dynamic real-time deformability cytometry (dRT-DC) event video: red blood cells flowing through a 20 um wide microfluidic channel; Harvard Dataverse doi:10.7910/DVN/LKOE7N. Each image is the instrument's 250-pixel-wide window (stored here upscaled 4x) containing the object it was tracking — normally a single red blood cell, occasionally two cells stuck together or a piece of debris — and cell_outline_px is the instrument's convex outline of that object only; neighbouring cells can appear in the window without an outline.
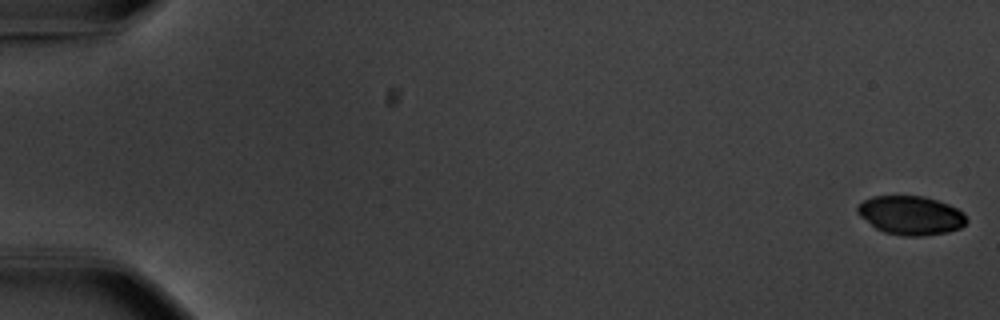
{"species": "common noctule bat (a hibernating species)", "species_latin": "Nyctalus noctula", "temperature_condition": "warm", "stored_images_in_passage": 56, "camera_frame_rate_fps": 3000, "um_per_image_px": 0.085, "animal": {"sex": "male", "body_mass_g": 20.1, "forearm_length_mm": 53.5}, "frame": {"image": 1, "passage_image": 1, "time_ms": 0.0, "image_size_px": [1000, 320], "cell_outline_px": [[968, 220], [960, 228], [948, 232], [920, 236], [904, 236], [884, 232], [876, 228], [860, 216], [856, 212], [856, 208], [864, 200], [872, 196], [924, 196], [948, 204], [964, 212]], "centroid_in_image_um": [77.42, 18.3], "position_along_channel_um": 7.6, "area_um2": 24.62}}
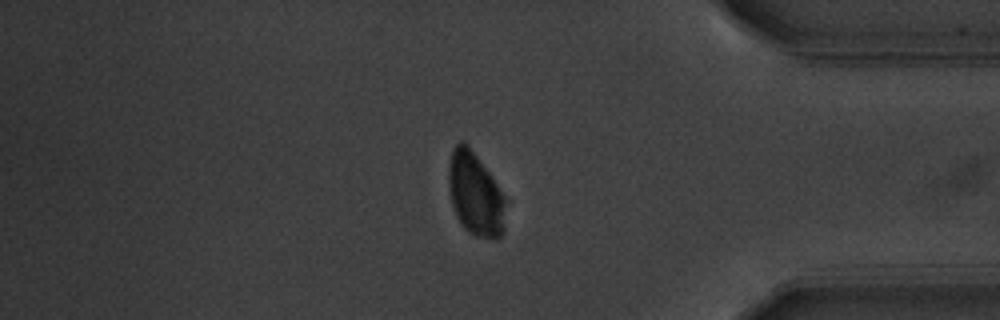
{"frame": {"image": 2, "passage_image": 48, "time_ms": 15.667, "image_size_px": [1000, 320], "cell_outline_px": [[508, 200], [504, 232], [496, 240], [492, 240], [476, 236], [468, 232], [464, 228], [456, 216], [452, 204], [448, 180], [448, 168], [452, 148], [460, 140], [464, 140], [468, 144]], "centroid_in_image_um": [40.43, 16.53], "position_along_channel_um": 394.8, "area_um2": 28.21}}
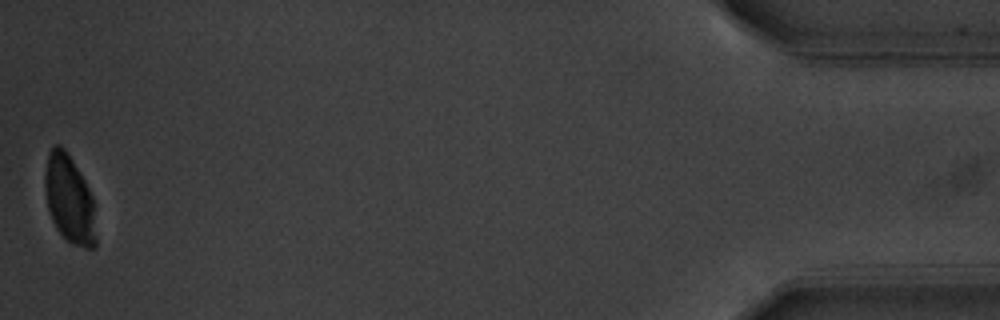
{"frame": {"image": 3, "passage_image": 56, "time_ms": 18.333, "image_size_px": [1000, 320], "cell_outline_px": [[96, 248], [84, 248], [72, 244], [56, 228], [52, 220], [48, 208], [44, 188], [44, 172], [48, 152], [56, 144], [60, 144], [64, 148], [72, 160], [84, 180], [92, 196], [96, 240]], "centroid_in_image_um": [5.87, 16.93], "position_along_channel_um": 429.3, "area_um2": 26.07}, "authors_computed_cell_mechanics": {"area_um2": 28.4954, "velocity_mm_per_s": 3.6781, "shape_relaxation_time_tau1_ms": 1.2587, "shape_relaxation_time_tau2_ms": null, "deformation_change_tau1": 0.0605, "deformation_change_tau2": null}}